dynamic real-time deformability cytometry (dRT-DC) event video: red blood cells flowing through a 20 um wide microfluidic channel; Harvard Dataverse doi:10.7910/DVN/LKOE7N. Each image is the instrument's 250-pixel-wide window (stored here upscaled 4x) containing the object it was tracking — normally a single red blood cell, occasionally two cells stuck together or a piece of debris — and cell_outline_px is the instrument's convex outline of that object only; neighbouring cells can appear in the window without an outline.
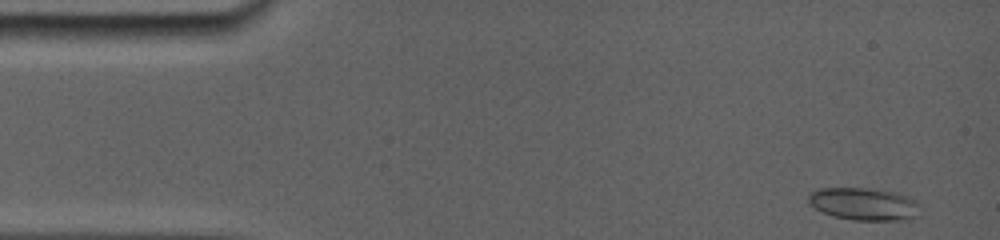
{"species": "common noctule bat (a hibernating species)", "species_latin": "Nyctalus noctula", "temperature_condition": "room temperature", "stored_images_in_passage": 80, "camera_frame_rate_fps": 5000, "um_per_image_px": 0.085, "animal": {"sex": "female", "body_mass_g": 19.0, "forearm_length_mm": 56.7}, "frame": {"image": 1, "passage_image": 1, "time_ms": 0.0, "image_size_px": [1000, 240], "cell_outline_px": [[924, 208], [920, 216], [900, 220], [852, 220], [832, 216], [808, 204], [808, 192], [820, 188], [860, 188], [888, 192], [908, 196], [916, 200]], "centroid_in_image_um": [73.47, 17.36], "position_along_channel_um": 11.5, "area_um2": 21.33}}
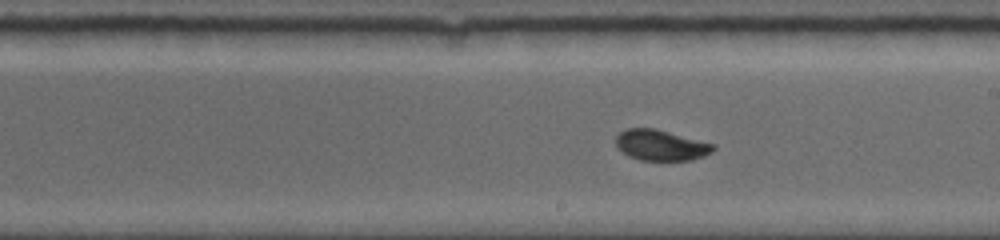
{"frame": {"image": 2, "passage_image": 45, "time_ms": 8.4, "image_size_px": [1000, 240], "cell_outline_px": [[716, 148], [712, 152], [704, 156], [692, 160], [640, 160], [628, 156], [616, 144], [616, 136], [620, 132], [628, 128], [656, 128], [716, 144]], "centroid_in_image_um": [56.22, 12.33], "position_along_channel_um": 232.8, "area_um2": 17.51}}
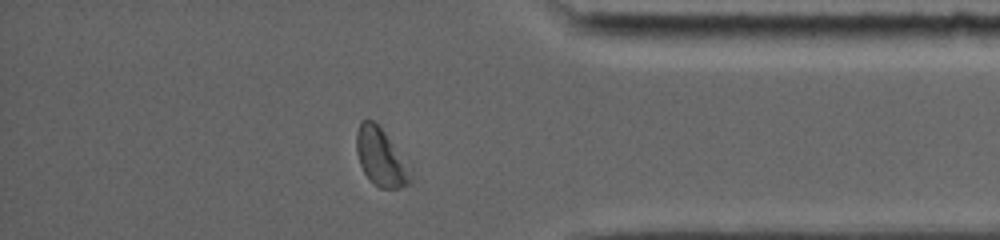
{"frame": {"image": 3, "passage_image": 71, "time_ms": 13.0, "image_size_px": [1000, 240], "cell_outline_px": [[412, 184], [396, 188], [380, 188], [364, 172], [360, 164], [356, 152], [356, 132], [360, 120], [372, 120], [384, 132], [412, 180]], "centroid_in_image_um": [32.27, 13.36], "position_along_channel_um": 402.9, "area_um2": 16.94}}